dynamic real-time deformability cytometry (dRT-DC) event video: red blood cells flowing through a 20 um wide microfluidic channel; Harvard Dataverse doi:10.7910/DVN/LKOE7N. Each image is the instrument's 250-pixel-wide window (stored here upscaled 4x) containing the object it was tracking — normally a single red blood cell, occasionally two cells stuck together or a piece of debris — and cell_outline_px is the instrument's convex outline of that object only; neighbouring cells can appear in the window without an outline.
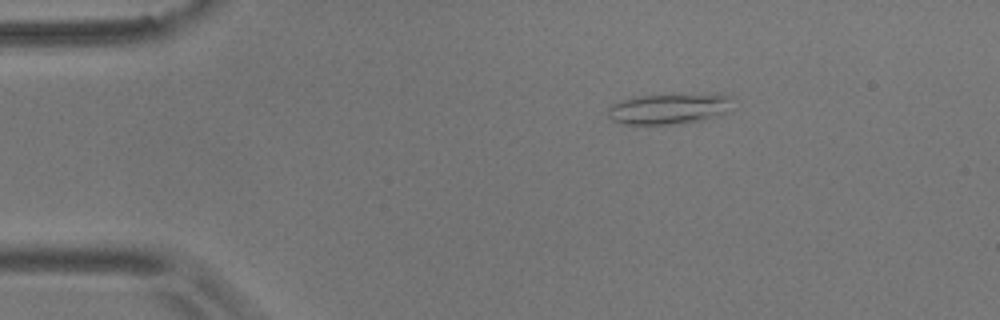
{"species": "common noctule bat (a hibernating species)", "species_latin": "Nyctalus noctula", "temperature_condition": "room temperature", "stored_images_in_passage": 46, "camera_frame_rate_fps": 3000, "um_per_image_px": 0.085, "animal": {"sex": "male", "body_mass_g": 17.9}, "frame": {"image": 1, "passage_image": 1, "time_ms": 0.0, "image_size_px": [1000, 320], "cell_outline_px": [[732, 96], [724, 112], [704, 120], [684, 124], [620, 124], [612, 120], [608, 116], [608, 108], [612, 104], [636, 96], [716, 92], [720, 92]], "centroid_in_image_um": [56.87, 9.22], "position_along_channel_um": 28.1, "area_um2": 22.66}}
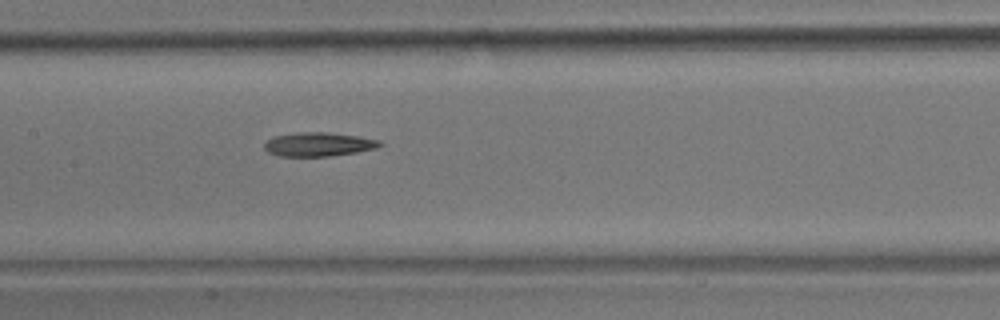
{"frame": {"image": 2, "passage_image": 18, "time_ms": 5.667, "image_size_px": [1000, 320], "cell_outline_px": [[384, 144], [380, 148], [356, 152], [328, 156], [280, 156], [268, 152], [264, 148], [264, 144], [272, 136], [296, 132], [328, 132], [360, 136], [380, 140]], "centroid_in_image_um": [27.11, 12.26], "position_along_channel_um": 180.3, "area_um2": 16.3}}
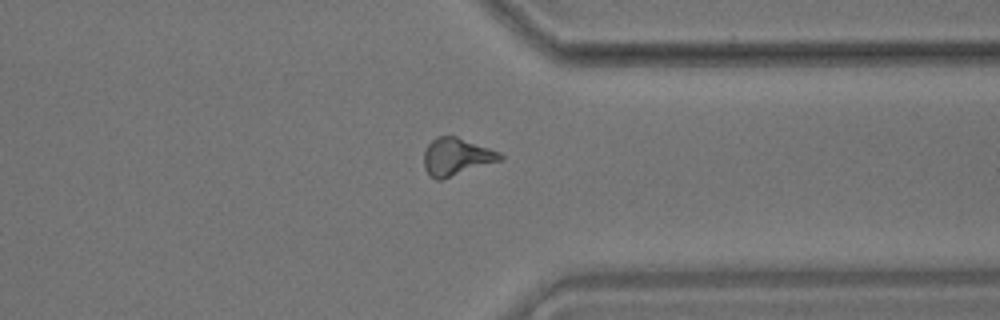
{"frame": {"image": 3, "passage_image": 34, "time_ms": 11.0, "image_size_px": [1000, 320], "cell_outline_px": [[504, 160], [444, 180], [436, 180], [424, 168], [424, 152], [428, 144], [436, 136], [456, 136], [488, 148], [504, 156]], "centroid_in_image_um": [38.8, 13.35], "position_along_channel_um": 372.6, "area_um2": 16.76}}